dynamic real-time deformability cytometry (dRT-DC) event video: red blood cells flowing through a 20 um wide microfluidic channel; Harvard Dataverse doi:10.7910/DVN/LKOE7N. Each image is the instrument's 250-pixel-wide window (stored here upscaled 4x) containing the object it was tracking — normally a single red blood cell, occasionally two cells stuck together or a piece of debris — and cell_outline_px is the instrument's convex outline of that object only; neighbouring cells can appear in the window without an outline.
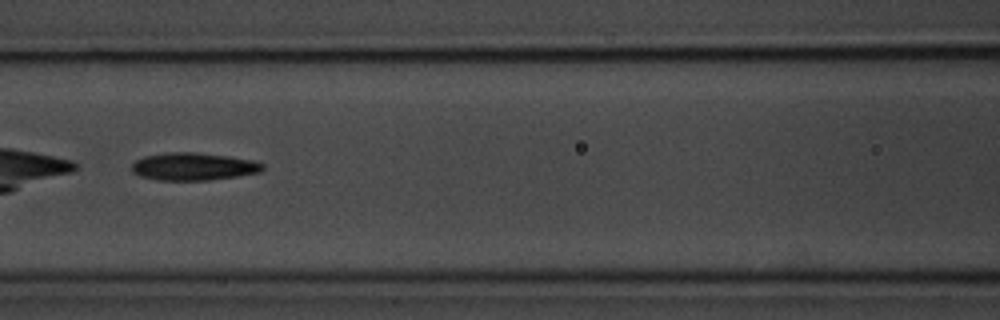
{"species": "common noctule bat (a hibernating species)", "species_latin": "Nyctalus noctula", "temperature_condition": "room temperature", "stored_images_in_passage": 8, "camera_frame_rate_fps": 3000, "um_per_image_px": 0.085, "animal": {"sex": "male", "body_mass_g": 20.1, "forearm_length_mm": 53.5}, "frame": {"image": 1, "passage_image": 7, "time_ms": 7.0, "image_size_px": [1000, 320], "cell_outline_px": [[264, 168], [260, 172], [236, 176], [208, 180], [156, 180], [140, 176], [132, 172], [132, 164], [136, 160], [144, 156], [168, 152], [196, 152], [228, 156], [256, 160], [264, 164]], "centroid_in_image_um": [16.45, 14.15], "position_along_channel_um": 150.2, "area_um2": 21.15}}
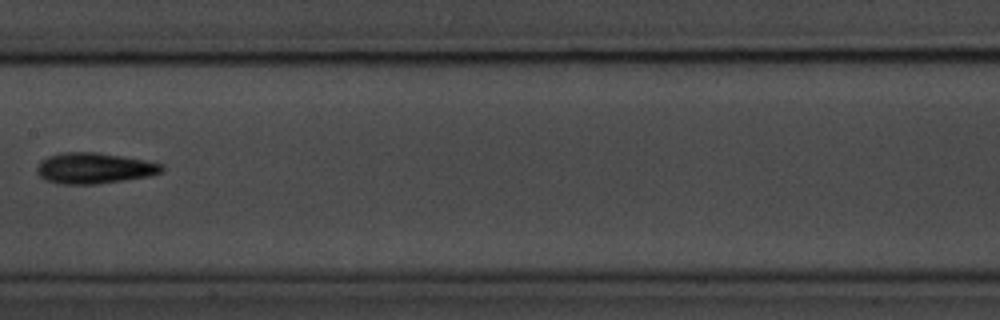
{"frame": {"image": 2, "passage_image": 8, "time_ms": 8.333, "image_size_px": [1000, 320], "cell_outline_px": [[164, 168], [160, 172], [148, 176], [124, 180], [96, 184], [56, 184], [44, 180], [36, 172], [36, 168], [40, 160], [48, 156], [60, 152], [96, 152], [144, 160], [160, 164]], "centroid_in_image_um": [7.91, 14.3], "position_along_channel_um": 199.5, "area_um2": 22.43}}